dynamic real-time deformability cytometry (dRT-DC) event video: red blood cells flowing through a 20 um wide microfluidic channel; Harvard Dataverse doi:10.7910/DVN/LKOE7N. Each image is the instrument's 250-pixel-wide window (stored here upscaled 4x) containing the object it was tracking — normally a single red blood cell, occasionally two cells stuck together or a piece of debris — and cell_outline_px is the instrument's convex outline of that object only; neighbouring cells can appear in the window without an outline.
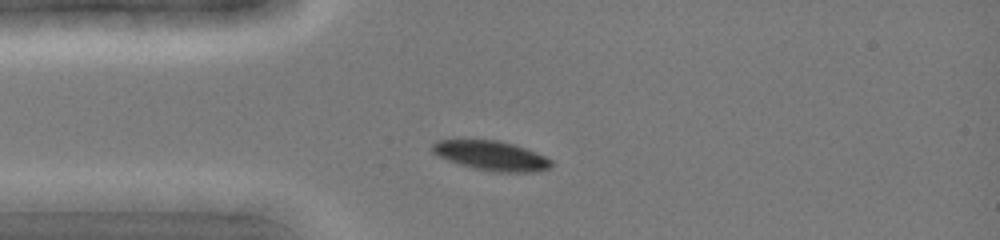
{"species": "common noctule bat (a hibernating species)", "species_latin": "Nyctalus noctula", "temperature_condition": "cold", "stored_images_in_passage": 43, "camera_frame_rate_fps": 3000, "um_per_image_px": 0.085, "animal": {"sex": "female", "body_mass_g": 19.0, "forearm_length_mm": 51.5}, "frame": {"image": 1, "passage_image": 5, "time_ms": 1.667, "image_size_px": [1000, 240], "cell_outline_px": [[552, 164], [548, 168], [536, 172], [496, 172], [476, 168], [460, 164], [448, 160], [432, 152], [432, 144], [436, 140], [496, 140], [512, 144], [536, 152], [552, 160]], "centroid_in_image_um": [41.77, 13.23], "position_along_channel_um": 43.2, "area_um2": 20.17}}
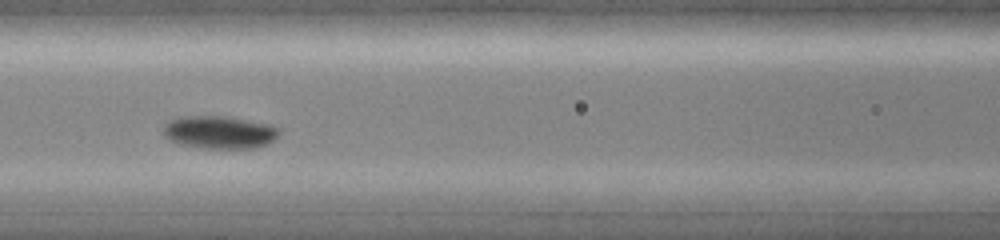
{"frame": {"image": 2, "passage_image": 15, "time_ms": 4.333, "image_size_px": [1000, 240], "cell_outline_px": [[280, 132], [268, 144], [252, 148], [200, 148], [180, 144], [168, 140], [164, 136], [164, 124], [168, 120], [184, 116], [224, 116], [268, 124], [280, 128]], "centroid_in_image_um": [18.61, 11.24], "position_along_channel_um": 148.0, "area_um2": 22.08}}
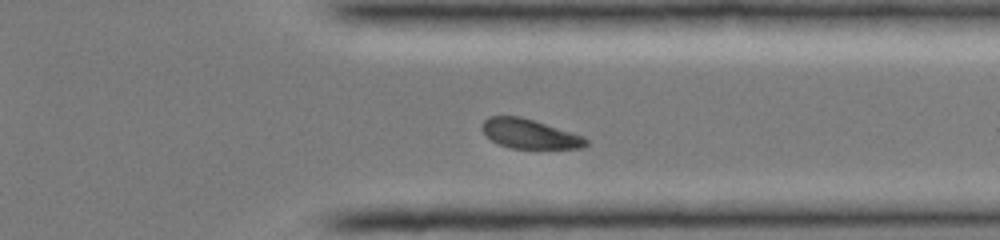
{"frame": {"image": 3, "passage_image": 35, "time_ms": 9.333, "image_size_px": [1000, 240], "cell_outline_px": [[588, 144], [584, 148], [512, 148], [500, 144], [492, 140], [480, 128], [484, 120], [488, 116], [520, 116], [572, 132], [584, 136], [588, 140]], "centroid_in_image_um": [45.03, 11.37], "position_along_channel_um": 366.4, "area_um2": 17.69}}